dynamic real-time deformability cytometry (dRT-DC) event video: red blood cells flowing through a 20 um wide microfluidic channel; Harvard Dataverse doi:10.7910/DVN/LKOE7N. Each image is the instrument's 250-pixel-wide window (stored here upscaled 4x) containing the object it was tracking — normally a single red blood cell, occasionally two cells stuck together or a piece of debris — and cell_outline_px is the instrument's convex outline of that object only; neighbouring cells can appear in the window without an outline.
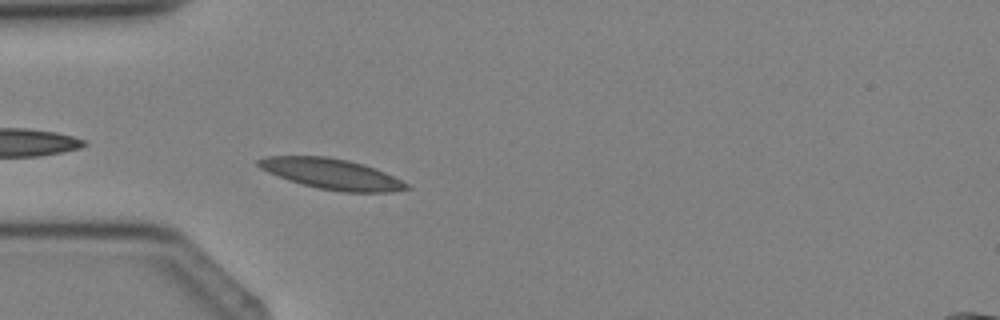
{"species": "Egyptian fruit bat (a non-hibernating species)", "species_latin": "Rousettus aegyptiacus", "temperature_condition": "cold", "stored_images_in_passage": 3, "camera_frame_rate_fps": 3000, "um_per_image_px": 0.085, "animal": {"sex": "female"}, "frame": {"image": 1, "passage_image": 3, "time_ms": 2.333, "image_size_px": [1000, 320], "cell_outline_px": [[412, 188], [392, 192], [344, 192], [316, 188], [268, 172], [260, 168], [256, 164], [256, 160], [264, 156], [328, 156], [348, 160], [364, 164], [384, 172], [408, 184]], "centroid_in_image_um": [28.19, 14.77], "position_along_channel_um": 56.8, "area_um2": 26.18}}